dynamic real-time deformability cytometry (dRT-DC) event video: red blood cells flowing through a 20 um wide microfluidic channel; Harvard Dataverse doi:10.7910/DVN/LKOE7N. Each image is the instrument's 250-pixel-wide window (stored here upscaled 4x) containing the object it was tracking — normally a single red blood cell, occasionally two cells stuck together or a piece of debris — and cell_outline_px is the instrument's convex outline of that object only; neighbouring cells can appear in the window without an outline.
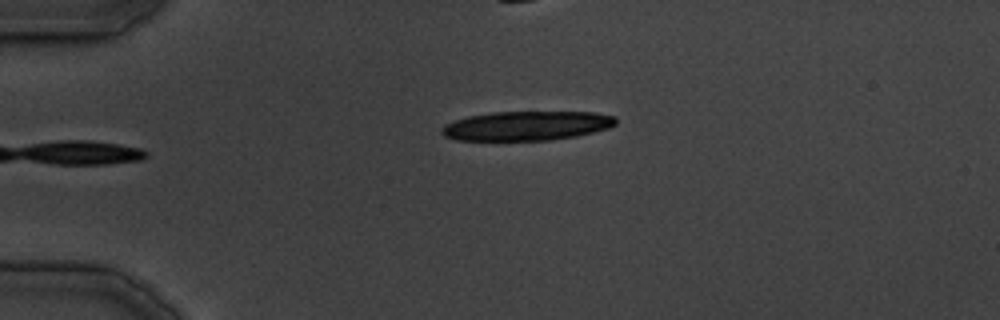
{"species": "common noctule bat (a hibernating species)", "species_latin": "Nyctalus noctula", "temperature_condition": "cold", "stored_images_in_passage": 27, "camera_frame_rate_fps": 3000, "um_per_image_px": 0.085, "animal": {"sex": "male", "body_mass_g": 19.5, "forearm_length_mm": 54.6}, "frame": {"image": 1, "passage_image": 1, "time_ms": 0.0, "image_size_px": [1000, 320], "cell_outline_px": [[616, 124], [608, 128], [576, 136], [552, 140], [456, 140], [444, 136], [440, 132], [440, 128], [444, 124], [468, 116], [492, 112], [592, 112], [616, 116]], "centroid_in_image_um": [44.74, 10.69], "position_along_channel_um": 40.3, "area_um2": 29.77}}